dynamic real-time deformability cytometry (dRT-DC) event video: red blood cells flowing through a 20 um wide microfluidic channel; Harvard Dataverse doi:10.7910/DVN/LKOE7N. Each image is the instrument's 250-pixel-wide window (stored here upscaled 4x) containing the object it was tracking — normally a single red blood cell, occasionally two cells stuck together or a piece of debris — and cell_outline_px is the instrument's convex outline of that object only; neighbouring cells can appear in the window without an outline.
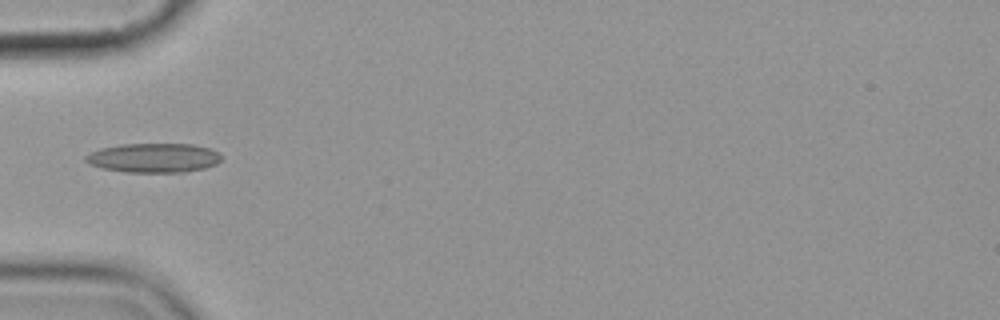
{"species": "common noctule bat (a hibernating species)", "species_latin": "Nyctalus noctula", "temperature_condition": "cold", "stored_images_in_passage": 8, "camera_frame_rate_fps": 3000, "um_per_image_px": 0.085, "animal": {"sex": "female", "body_mass_g": 19.9}, "frame": {"image": 1, "passage_image": 5, "time_ms": 4.667, "image_size_px": [1000, 320], "cell_outline_px": [[220, 160], [216, 164], [204, 168], [184, 172], [124, 172], [100, 168], [84, 160], [84, 156], [100, 148], [120, 144], [192, 144], [208, 148], [216, 152], [220, 156]], "centroid_in_image_um": [13.02, 13.42], "position_along_channel_um": 72.0, "area_um2": 23.06}}
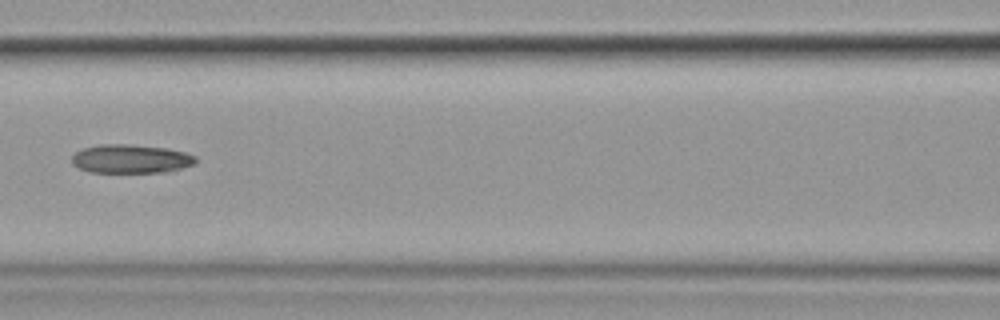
{"frame": {"image": 2, "passage_image": 7, "time_ms": 7.0, "image_size_px": [1000, 320], "cell_outline_px": [[196, 164], [164, 172], [88, 172], [72, 164], [72, 156], [76, 152], [84, 148], [100, 144], [128, 144], [168, 148], [184, 152], [196, 156]], "centroid_in_image_um": [11.12, 13.5], "position_along_channel_um": 155.5, "area_um2": 20.69}}
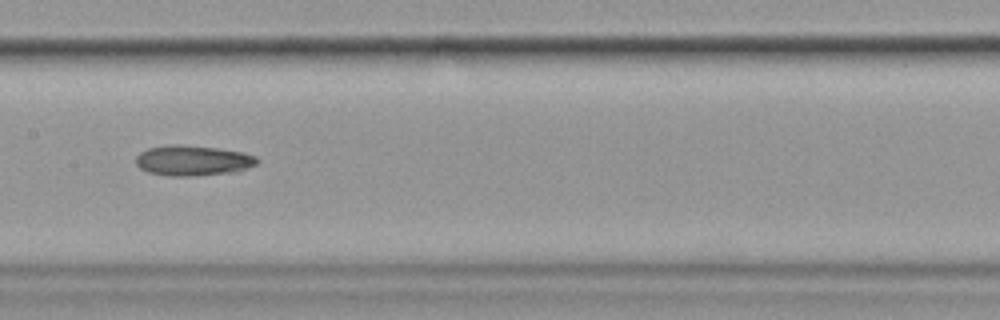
{"frame": {"image": 3, "passage_image": 8, "time_ms": 8.0, "image_size_px": [1000, 320], "cell_outline_px": [[260, 160], [256, 164], [232, 172], [188, 176], [168, 176], [148, 172], [140, 168], [136, 164], [136, 156], [140, 152], [148, 148], [172, 144], [180, 144], [216, 148], [244, 152], [256, 156]], "centroid_in_image_um": [16.36, 13.63], "position_along_channel_um": 191.0, "area_um2": 21.33}}